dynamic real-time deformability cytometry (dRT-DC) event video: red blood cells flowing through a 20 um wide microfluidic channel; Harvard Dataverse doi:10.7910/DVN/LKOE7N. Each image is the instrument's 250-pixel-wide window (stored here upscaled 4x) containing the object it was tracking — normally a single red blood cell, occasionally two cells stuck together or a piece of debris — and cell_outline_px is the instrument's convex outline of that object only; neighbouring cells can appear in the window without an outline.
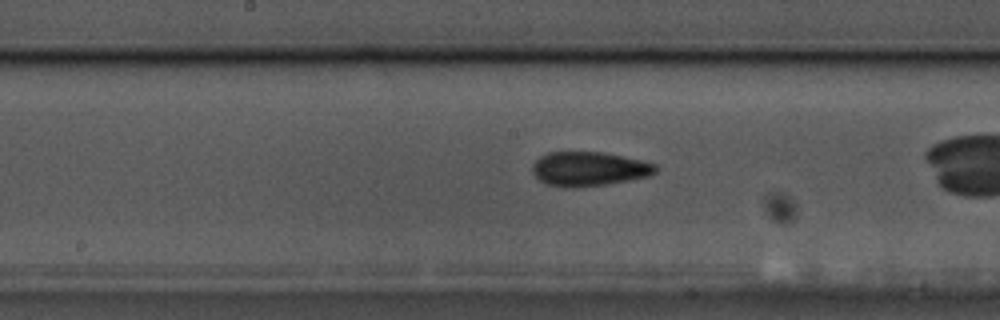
{"species": "common noctule bat (a hibernating species)", "species_latin": "Nyctalus noctula", "temperature_condition": "cold", "stored_images_in_passage": 29, "camera_frame_rate_fps": 3000, "um_per_image_px": 0.085, "animal": {"sex": "male", "body_mass_g": 17.5, "forearm_length_mm": 52.3}, "frame": {"image": 1, "passage_image": 13, "time_ms": 4.0, "image_size_px": [1000, 320], "cell_outline_px": [[656, 172], [648, 176], [628, 180], [604, 184], [576, 188], [564, 188], [548, 184], [540, 180], [532, 172], [532, 164], [540, 156], [548, 152], [604, 152], [624, 156], [656, 164]], "centroid_in_image_um": [50.03, 14.35], "position_along_channel_um": 198.2, "area_um2": 24.57}}